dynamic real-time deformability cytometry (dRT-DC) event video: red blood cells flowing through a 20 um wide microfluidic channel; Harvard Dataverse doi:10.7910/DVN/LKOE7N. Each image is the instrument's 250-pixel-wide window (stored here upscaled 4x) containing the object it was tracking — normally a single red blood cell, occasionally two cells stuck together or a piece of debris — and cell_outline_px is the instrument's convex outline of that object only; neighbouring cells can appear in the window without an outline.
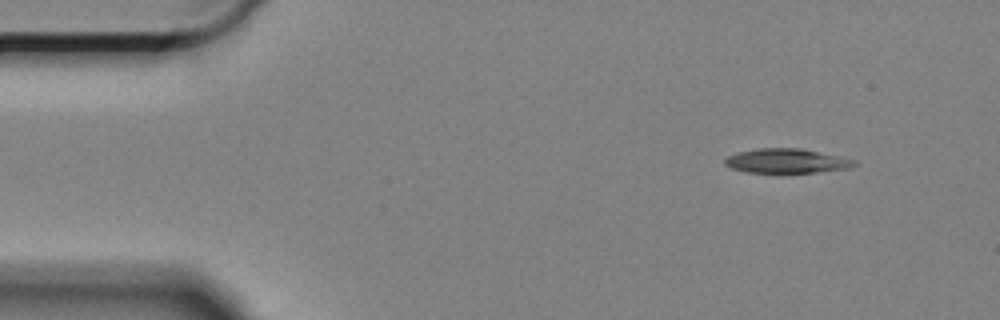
{"species": "Egyptian fruit bat (a non-hibernating species)", "species_latin": "Rousettus aegyptiacus", "temperature_condition": "cold", "stored_images_in_passage": 55, "camera_frame_rate_fps": 3000, "um_per_image_px": 0.085, "animal": {"sex": "female"}, "frame": {"image": 1, "passage_image": 1, "time_ms": 0.0, "image_size_px": [1000, 320], "cell_outline_px": [[860, 164], [848, 168], [816, 172], [748, 172], [732, 168], [724, 164], [724, 160], [728, 156], [736, 152], [756, 148], [800, 148], [840, 156], [856, 160]], "centroid_in_image_um": [66.87, 13.66], "position_along_channel_um": 18.1, "area_um2": 18.38}}
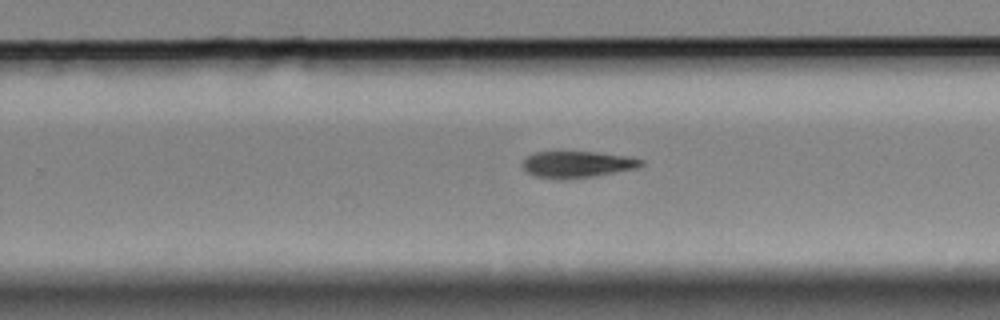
{"frame": {"image": 2, "passage_image": 32, "time_ms": 10.333, "image_size_px": [1000, 320], "cell_outline_px": [[644, 164], [640, 168], [596, 176], [560, 180], [536, 176], [528, 172], [520, 164], [528, 156], [536, 152], [556, 148], [596, 152], [632, 156], [644, 160]], "centroid_in_image_um": [49.09, 13.92], "position_along_channel_um": 280.7, "area_um2": 19.48}}
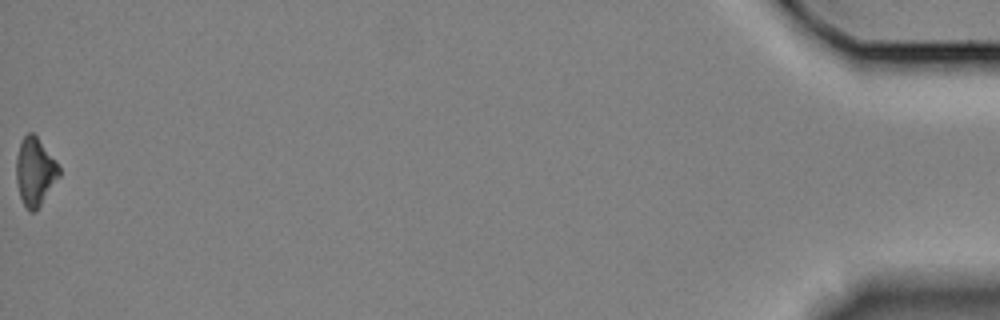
{"frame": {"image": 3, "passage_image": 55, "time_ms": 18.0, "image_size_px": [1000, 320], "cell_outline_px": [[60, 176], [36, 212], [28, 212], [20, 196], [16, 180], [16, 156], [20, 140], [28, 132], [32, 132], [36, 136], [60, 168]], "centroid_in_image_um": [2.95, 14.62], "position_along_channel_um": 432.2, "area_um2": 16.94}, "authors_computed_cell_mechanics": {"area_um2": 18.785, "velocity_mm_per_s": 3.3021, "shape_relaxation_time_tau1_ms": 4.0999, "shape_relaxation_time_tau2_ms": null, "deformation_change_tau1": 0.1178, "deformation_change_tau2": null}}